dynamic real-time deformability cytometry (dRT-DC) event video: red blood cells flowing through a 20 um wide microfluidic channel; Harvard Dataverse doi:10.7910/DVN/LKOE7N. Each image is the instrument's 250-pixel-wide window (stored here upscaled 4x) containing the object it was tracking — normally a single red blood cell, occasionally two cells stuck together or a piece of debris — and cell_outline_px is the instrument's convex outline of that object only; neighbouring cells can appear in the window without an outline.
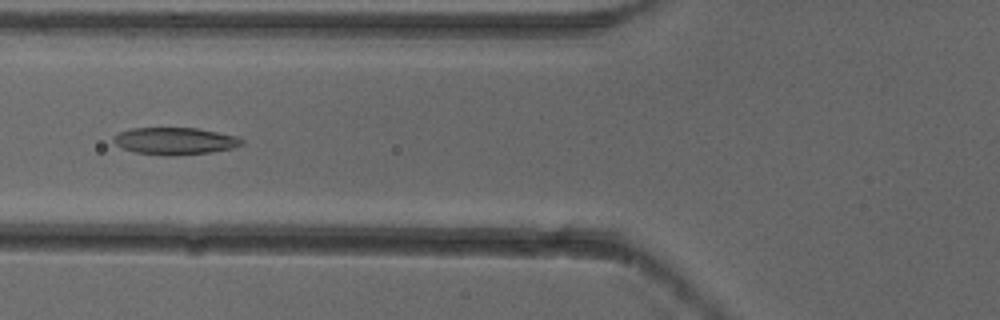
{"species": "common noctule bat (a hibernating species)", "species_latin": "Nyctalus noctula", "temperature_condition": "cold", "stored_images_in_passage": 6, "camera_frame_rate_fps": 3000, "um_per_image_px": 0.085, "animal": {"sex": "female"}, "frame": {"image": 1, "passage_image": 6, "time_ms": 1.667, "image_size_px": [1000, 320], "cell_outline_px": [[244, 144], [232, 148], [212, 152], [172, 156], [168, 156], [136, 152], [124, 148], [116, 144], [112, 140], [112, 136], [120, 132], [132, 128], [196, 128], [240, 136], [244, 140]], "centroid_in_image_um": [14.91, 11.98], "position_along_channel_um": 110.9, "area_um2": 20.35}}